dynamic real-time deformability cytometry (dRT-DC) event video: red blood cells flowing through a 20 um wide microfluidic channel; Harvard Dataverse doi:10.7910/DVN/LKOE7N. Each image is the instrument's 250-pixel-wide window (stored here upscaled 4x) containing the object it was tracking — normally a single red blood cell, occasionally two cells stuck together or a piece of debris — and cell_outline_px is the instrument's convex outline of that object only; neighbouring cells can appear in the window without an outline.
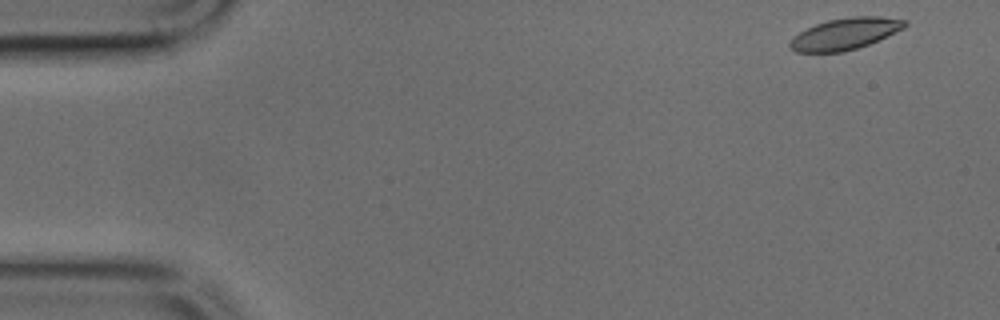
{"species": "common noctule bat (a hibernating species)", "species_latin": "Nyctalus noctula", "temperature_condition": "cold", "stored_images_in_passage": 47, "camera_frame_rate_fps": 3000, "um_per_image_px": 0.085, "animal": {"sex": "male", "body_mass_g": 17.9, "forearm_length_mm": 54.2}, "frame": {"image": 1, "passage_image": 1, "time_ms": 0.0, "image_size_px": [1000, 320], "cell_outline_px": [[908, 24], [904, 28], [868, 44], [856, 48], [840, 52], [796, 52], [788, 44], [800, 32], [816, 24], [828, 20], [852, 16], [880, 16], [908, 20]], "centroid_in_image_um": [71.87, 2.86], "position_along_channel_um": 13.1, "area_um2": 20.75}}
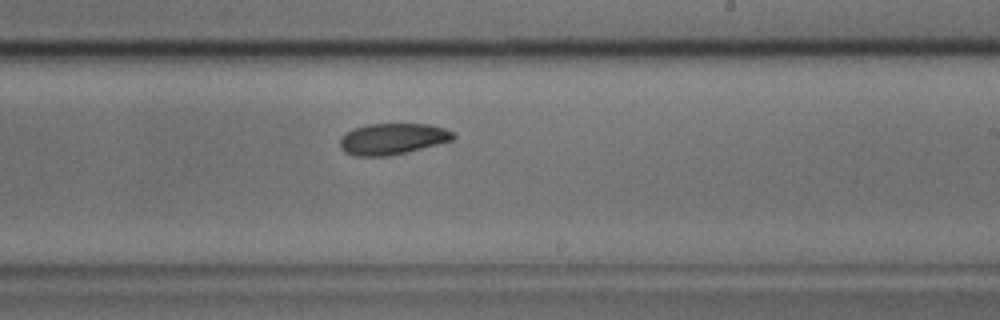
{"frame": {"image": 2, "passage_image": 27, "time_ms": 8.667, "image_size_px": [1000, 320], "cell_outline_px": [[456, 136], [452, 140], [388, 156], [356, 156], [344, 152], [340, 148], [340, 136], [352, 128], [368, 124], [428, 124], [444, 128], [452, 132]], "centroid_in_image_um": [33.3, 11.79], "position_along_channel_um": 255.7, "area_um2": 20.46}}
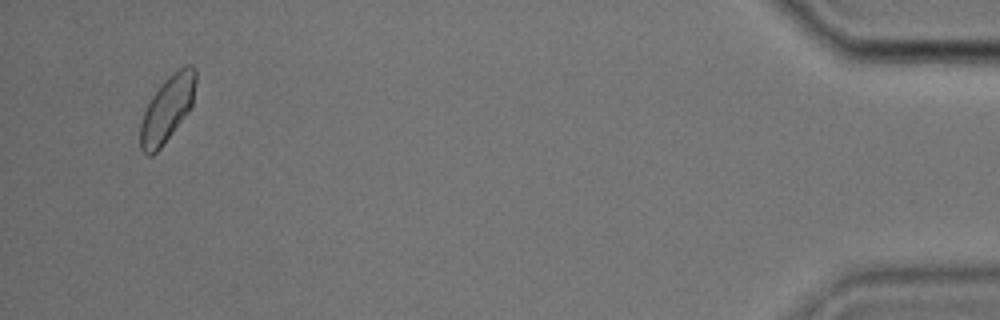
{"frame": {"image": 3, "passage_image": 45, "time_ms": 14.667, "image_size_px": [1000, 320], "cell_outline_px": [[196, 80], [192, 104], [188, 112], [160, 148], [152, 156], [148, 156], [140, 148], [140, 124], [144, 112], [152, 96], [160, 84], [172, 72], [184, 64], [192, 64], [196, 68]], "centroid_in_image_um": [14.22, 9.21], "position_along_channel_um": 421.0, "area_um2": 21.27}}